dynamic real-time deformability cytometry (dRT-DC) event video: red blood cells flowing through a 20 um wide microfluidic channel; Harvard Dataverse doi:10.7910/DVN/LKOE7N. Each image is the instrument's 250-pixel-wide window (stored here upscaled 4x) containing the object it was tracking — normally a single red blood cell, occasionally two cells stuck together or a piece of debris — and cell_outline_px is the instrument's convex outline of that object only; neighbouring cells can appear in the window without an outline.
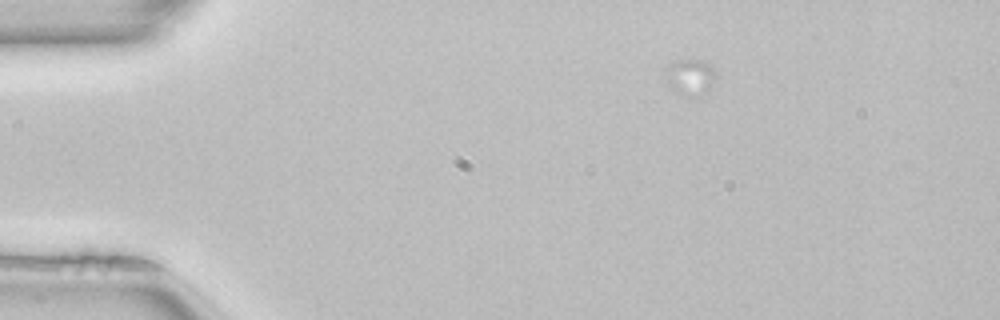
{"species": "common noctule bat (a hibernating species)", "species_latin": "Nyctalus noctula", "temperature_condition": "room temperature", "stored_images_in_passage": 1, "camera_frame_rate_fps": 3000, "um_per_image_px": 0.085, "animal": {"sex": "female", "body_mass_g": 22.7, "forearm_length_mm": 54.2}, "frame": {"image": 1, "passage_image": 1, "time_ms": 0.0, "image_size_px": [1000, 320], "cell_outline_px": [[716, 72], [708, 88], [700, 100], [680, 92], [668, 84], [664, 76], [668, 64], [676, 60], [700, 60], [716, 68]], "centroid_in_image_um": [58.66, 6.54], "position_along_channel_um": 26.3, "area_um2": 10.46}}